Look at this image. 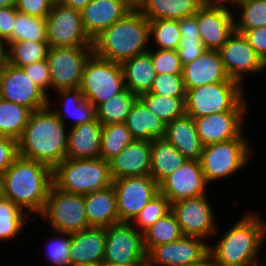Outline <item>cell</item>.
<instances>
[{"label": "cell", "mask_w": 266, "mask_h": 266, "mask_svg": "<svg viewBox=\"0 0 266 266\" xmlns=\"http://www.w3.org/2000/svg\"><path fill=\"white\" fill-rule=\"evenodd\" d=\"M214 1L217 3L223 4L225 6L228 3L229 6L231 5V6H234L233 8H235L236 5H238L244 1H247V0H214Z\"/></svg>", "instance_id": "obj_57"}, {"label": "cell", "mask_w": 266, "mask_h": 266, "mask_svg": "<svg viewBox=\"0 0 266 266\" xmlns=\"http://www.w3.org/2000/svg\"><path fill=\"white\" fill-rule=\"evenodd\" d=\"M245 97L238 82H222L199 86L186 91V114L200 118L231 111Z\"/></svg>", "instance_id": "obj_8"}, {"label": "cell", "mask_w": 266, "mask_h": 266, "mask_svg": "<svg viewBox=\"0 0 266 266\" xmlns=\"http://www.w3.org/2000/svg\"><path fill=\"white\" fill-rule=\"evenodd\" d=\"M243 135L203 147L199 161L208 185L220 178L232 176L247 165L251 149Z\"/></svg>", "instance_id": "obj_6"}, {"label": "cell", "mask_w": 266, "mask_h": 266, "mask_svg": "<svg viewBox=\"0 0 266 266\" xmlns=\"http://www.w3.org/2000/svg\"><path fill=\"white\" fill-rule=\"evenodd\" d=\"M50 105L31 113L18 140V155L54 169L66 158L68 131Z\"/></svg>", "instance_id": "obj_1"}, {"label": "cell", "mask_w": 266, "mask_h": 266, "mask_svg": "<svg viewBox=\"0 0 266 266\" xmlns=\"http://www.w3.org/2000/svg\"><path fill=\"white\" fill-rule=\"evenodd\" d=\"M209 252V245L197 236L183 235L174 242L154 247L147 259L156 266H185L199 261Z\"/></svg>", "instance_id": "obj_20"}, {"label": "cell", "mask_w": 266, "mask_h": 266, "mask_svg": "<svg viewBox=\"0 0 266 266\" xmlns=\"http://www.w3.org/2000/svg\"><path fill=\"white\" fill-rule=\"evenodd\" d=\"M0 98L26 106L32 111L48 106L50 99L23 68L9 63L0 72Z\"/></svg>", "instance_id": "obj_16"}, {"label": "cell", "mask_w": 266, "mask_h": 266, "mask_svg": "<svg viewBox=\"0 0 266 266\" xmlns=\"http://www.w3.org/2000/svg\"><path fill=\"white\" fill-rule=\"evenodd\" d=\"M138 98L166 125L186 114V97H169L145 92Z\"/></svg>", "instance_id": "obj_36"}, {"label": "cell", "mask_w": 266, "mask_h": 266, "mask_svg": "<svg viewBox=\"0 0 266 266\" xmlns=\"http://www.w3.org/2000/svg\"><path fill=\"white\" fill-rule=\"evenodd\" d=\"M28 77L48 96L51 78L47 60L38 61L22 67Z\"/></svg>", "instance_id": "obj_47"}, {"label": "cell", "mask_w": 266, "mask_h": 266, "mask_svg": "<svg viewBox=\"0 0 266 266\" xmlns=\"http://www.w3.org/2000/svg\"><path fill=\"white\" fill-rule=\"evenodd\" d=\"M136 266H156V265L152 264L148 259H145L144 261H142Z\"/></svg>", "instance_id": "obj_62"}, {"label": "cell", "mask_w": 266, "mask_h": 266, "mask_svg": "<svg viewBox=\"0 0 266 266\" xmlns=\"http://www.w3.org/2000/svg\"><path fill=\"white\" fill-rule=\"evenodd\" d=\"M181 39H201L197 16L191 15L179 20Z\"/></svg>", "instance_id": "obj_53"}, {"label": "cell", "mask_w": 266, "mask_h": 266, "mask_svg": "<svg viewBox=\"0 0 266 266\" xmlns=\"http://www.w3.org/2000/svg\"><path fill=\"white\" fill-rule=\"evenodd\" d=\"M7 48L8 63L22 68L26 65L45 60L50 45L47 41H16L10 43Z\"/></svg>", "instance_id": "obj_37"}, {"label": "cell", "mask_w": 266, "mask_h": 266, "mask_svg": "<svg viewBox=\"0 0 266 266\" xmlns=\"http://www.w3.org/2000/svg\"><path fill=\"white\" fill-rule=\"evenodd\" d=\"M83 196L87 221L90 227L107 228L113 224L120 223L113 185Z\"/></svg>", "instance_id": "obj_27"}, {"label": "cell", "mask_w": 266, "mask_h": 266, "mask_svg": "<svg viewBox=\"0 0 266 266\" xmlns=\"http://www.w3.org/2000/svg\"><path fill=\"white\" fill-rule=\"evenodd\" d=\"M79 266H103V263H100V264H85V265H79Z\"/></svg>", "instance_id": "obj_64"}, {"label": "cell", "mask_w": 266, "mask_h": 266, "mask_svg": "<svg viewBox=\"0 0 266 266\" xmlns=\"http://www.w3.org/2000/svg\"><path fill=\"white\" fill-rule=\"evenodd\" d=\"M138 99L135 93L125 88L119 94L96 108V119L102 124L124 123L134 102Z\"/></svg>", "instance_id": "obj_35"}, {"label": "cell", "mask_w": 266, "mask_h": 266, "mask_svg": "<svg viewBox=\"0 0 266 266\" xmlns=\"http://www.w3.org/2000/svg\"><path fill=\"white\" fill-rule=\"evenodd\" d=\"M165 139L187 160H200L204 146L198 137L192 116L185 114L168 123Z\"/></svg>", "instance_id": "obj_26"}, {"label": "cell", "mask_w": 266, "mask_h": 266, "mask_svg": "<svg viewBox=\"0 0 266 266\" xmlns=\"http://www.w3.org/2000/svg\"><path fill=\"white\" fill-rule=\"evenodd\" d=\"M149 21L135 7L93 40V53L105 60L123 63L147 52Z\"/></svg>", "instance_id": "obj_3"}, {"label": "cell", "mask_w": 266, "mask_h": 266, "mask_svg": "<svg viewBox=\"0 0 266 266\" xmlns=\"http://www.w3.org/2000/svg\"><path fill=\"white\" fill-rule=\"evenodd\" d=\"M223 66L231 80L241 86L244 75L266 70V64L256 54L242 33L234 32L219 49Z\"/></svg>", "instance_id": "obj_18"}, {"label": "cell", "mask_w": 266, "mask_h": 266, "mask_svg": "<svg viewBox=\"0 0 266 266\" xmlns=\"http://www.w3.org/2000/svg\"><path fill=\"white\" fill-rule=\"evenodd\" d=\"M170 211V201L161 192H158L150 202L140 210L132 221V225L135 226V228L137 227L138 231L144 233L158 219L165 216Z\"/></svg>", "instance_id": "obj_43"}, {"label": "cell", "mask_w": 266, "mask_h": 266, "mask_svg": "<svg viewBox=\"0 0 266 266\" xmlns=\"http://www.w3.org/2000/svg\"><path fill=\"white\" fill-rule=\"evenodd\" d=\"M33 111L0 98V135L19 140Z\"/></svg>", "instance_id": "obj_33"}, {"label": "cell", "mask_w": 266, "mask_h": 266, "mask_svg": "<svg viewBox=\"0 0 266 266\" xmlns=\"http://www.w3.org/2000/svg\"><path fill=\"white\" fill-rule=\"evenodd\" d=\"M5 45L8 46L7 41L0 38V72L8 64V49L5 48Z\"/></svg>", "instance_id": "obj_54"}, {"label": "cell", "mask_w": 266, "mask_h": 266, "mask_svg": "<svg viewBox=\"0 0 266 266\" xmlns=\"http://www.w3.org/2000/svg\"><path fill=\"white\" fill-rule=\"evenodd\" d=\"M93 54V46L50 47L48 63L51 88L59 91L81 86L85 63Z\"/></svg>", "instance_id": "obj_10"}, {"label": "cell", "mask_w": 266, "mask_h": 266, "mask_svg": "<svg viewBox=\"0 0 266 266\" xmlns=\"http://www.w3.org/2000/svg\"><path fill=\"white\" fill-rule=\"evenodd\" d=\"M55 0H16V9L29 16L46 18Z\"/></svg>", "instance_id": "obj_48"}, {"label": "cell", "mask_w": 266, "mask_h": 266, "mask_svg": "<svg viewBox=\"0 0 266 266\" xmlns=\"http://www.w3.org/2000/svg\"><path fill=\"white\" fill-rule=\"evenodd\" d=\"M182 236L180 224L170 211L143 233L145 251L148 254L154 247L174 242Z\"/></svg>", "instance_id": "obj_34"}, {"label": "cell", "mask_w": 266, "mask_h": 266, "mask_svg": "<svg viewBox=\"0 0 266 266\" xmlns=\"http://www.w3.org/2000/svg\"><path fill=\"white\" fill-rule=\"evenodd\" d=\"M12 35L6 40L9 45L16 41H47L46 20L17 13Z\"/></svg>", "instance_id": "obj_40"}, {"label": "cell", "mask_w": 266, "mask_h": 266, "mask_svg": "<svg viewBox=\"0 0 266 266\" xmlns=\"http://www.w3.org/2000/svg\"><path fill=\"white\" fill-rule=\"evenodd\" d=\"M16 0H0V8L15 6Z\"/></svg>", "instance_id": "obj_58"}, {"label": "cell", "mask_w": 266, "mask_h": 266, "mask_svg": "<svg viewBox=\"0 0 266 266\" xmlns=\"http://www.w3.org/2000/svg\"><path fill=\"white\" fill-rule=\"evenodd\" d=\"M187 159L165 138L151 141L150 176L159 185Z\"/></svg>", "instance_id": "obj_31"}, {"label": "cell", "mask_w": 266, "mask_h": 266, "mask_svg": "<svg viewBox=\"0 0 266 266\" xmlns=\"http://www.w3.org/2000/svg\"><path fill=\"white\" fill-rule=\"evenodd\" d=\"M147 259L143 233L132 223L120 222L106 228L103 262L138 265Z\"/></svg>", "instance_id": "obj_12"}, {"label": "cell", "mask_w": 266, "mask_h": 266, "mask_svg": "<svg viewBox=\"0 0 266 266\" xmlns=\"http://www.w3.org/2000/svg\"><path fill=\"white\" fill-rule=\"evenodd\" d=\"M185 266H219L212 254L208 252L204 257H202L199 261L194 263L187 264Z\"/></svg>", "instance_id": "obj_55"}, {"label": "cell", "mask_w": 266, "mask_h": 266, "mask_svg": "<svg viewBox=\"0 0 266 266\" xmlns=\"http://www.w3.org/2000/svg\"><path fill=\"white\" fill-rule=\"evenodd\" d=\"M205 0H139L135 7L148 21L180 20L194 15Z\"/></svg>", "instance_id": "obj_28"}, {"label": "cell", "mask_w": 266, "mask_h": 266, "mask_svg": "<svg viewBox=\"0 0 266 266\" xmlns=\"http://www.w3.org/2000/svg\"><path fill=\"white\" fill-rule=\"evenodd\" d=\"M261 218V227H262V241H266V222Z\"/></svg>", "instance_id": "obj_60"}, {"label": "cell", "mask_w": 266, "mask_h": 266, "mask_svg": "<svg viewBox=\"0 0 266 266\" xmlns=\"http://www.w3.org/2000/svg\"><path fill=\"white\" fill-rule=\"evenodd\" d=\"M109 168L112 180L150 176L151 141L135 139L109 160Z\"/></svg>", "instance_id": "obj_22"}, {"label": "cell", "mask_w": 266, "mask_h": 266, "mask_svg": "<svg viewBox=\"0 0 266 266\" xmlns=\"http://www.w3.org/2000/svg\"><path fill=\"white\" fill-rule=\"evenodd\" d=\"M4 198V181L3 175L0 174V199Z\"/></svg>", "instance_id": "obj_59"}, {"label": "cell", "mask_w": 266, "mask_h": 266, "mask_svg": "<svg viewBox=\"0 0 266 266\" xmlns=\"http://www.w3.org/2000/svg\"><path fill=\"white\" fill-rule=\"evenodd\" d=\"M207 181L199 160H187L159 184L170 203L206 195Z\"/></svg>", "instance_id": "obj_19"}, {"label": "cell", "mask_w": 266, "mask_h": 266, "mask_svg": "<svg viewBox=\"0 0 266 266\" xmlns=\"http://www.w3.org/2000/svg\"><path fill=\"white\" fill-rule=\"evenodd\" d=\"M182 77L186 91L208 84L236 82L229 78L219 50L210 49H206L200 57L183 65Z\"/></svg>", "instance_id": "obj_23"}, {"label": "cell", "mask_w": 266, "mask_h": 266, "mask_svg": "<svg viewBox=\"0 0 266 266\" xmlns=\"http://www.w3.org/2000/svg\"><path fill=\"white\" fill-rule=\"evenodd\" d=\"M126 1H128L133 7H136L139 2V0H126Z\"/></svg>", "instance_id": "obj_63"}, {"label": "cell", "mask_w": 266, "mask_h": 266, "mask_svg": "<svg viewBox=\"0 0 266 266\" xmlns=\"http://www.w3.org/2000/svg\"><path fill=\"white\" fill-rule=\"evenodd\" d=\"M54 236L46 246L47 257L53 266H69V251L71 243V234L63 232H54Z\"/></svg>", "instance_id": "obj_46"}, {"label": "cell", "mask_w": 266, "mask_h": 266, "mask_svg": "<svg viewBox=\"0 0 266 266\" xmlns=\"http://www.w3.org/2000/svg\"><path fill=\"white\" fill-rule=\"evenodd\" d=\"M103 266H136V265H124V264H116L111 262H103Z\"/></svg>", "instance_id": "obj_61"}, {"label": "cell", "mask_w": 266, "mask_h": 266, "mask_svg": "<svg viewBox=\"0 0 266 266\" xmlns=\"http://www.w3.org/2000/svg\"><path fill=\"white\" fill-rule=\"evenodd\" d=\"M45 20L50 47L93 46L83 28L80 11L55 0Z\"/></svg>", "instance_id": "obj_11"}, {"label": "cell", "mask_w": 266, "mask_h": 266, "mask_svg": "<svg viewBox=\"0 0 266 266\" xmlns=\"http://www.w3.org/2000/svg\"><path fill=\"white\" fill-rule=\"evenodd\" d=\"M125 123L134 139L152 141L165 138L166 124L139 98L134 102Z\"/></svg>", "instance_id": "obj_29"}, {"label": "cell", "mask_w": 266, "mask_h": 266, "mask_svg": "<svg viewBox=\"0 0 266 266\" xmlns=\"http://www.w3.org/2000/svg\"><path fill=\"white\" fill-rule=\"evenodd\" d=\"M105 241V227H89L71 233L69 266L103 263Z\"/></svg>", "instance_id": "obj_24"}, {"label": "cell", "mask_w": 266, "mask_h": 266, "mask_svg": "<svg viewBox=\"0 0 266 266\" xmlns=\"http://www.w3.org/2000/svg\"><path fill=\"white\" fill-rule=\"evenodd\" d=\"M149 36L150 39L153 36L156 49L177 51L181 40L179 20L149 21Z\"/></svg>", "instance_id": "obj_41"}, {"label": "cell", "mask_w": 266, "mask_h": 266, "mask_svg": "<svg viewBox=\"0 0 266 266\" xmlns=\"http://www.w3.org/2000/svg\"><path fill=\"white\" fill-rule=\"evenodd\" d=\"M80 89L83 97L97 108L125 89L121 64L93 53L85 63Z\"/></svg>", "instance_id": "obj_7"}, {"label": "cell", "mask_w": 266, "mask_h": 266, "mask_svg": "<svg viewBox=\"0 0 266 266\" xmlns=\"http://www.w3.org/2000/svg\"><path fill=\"white\" fill-rule=\"evenodd\" d=\"M64 5L78 11H82L91 0H59Z\"/></svg>", "instance_id": "obj_56"}, {"label": "cell", "mask_w": 266, "mask_h": 266, "mask_svg": "<svg viewBox=\"0 0 266 266\" xmlns=\"http://www.w3.org/2000/svg\"><path fill=\"white\" fill-rule=\"evenodd\" d=\"M17 13L15 6L0 8V38L7 40L12 35Z\"/></svg>", "instance_id": "obj_52"}, {"label": "cell", "mask_w": 266, "mask_h": 266, "mask_svg": "<svg viewBox=\"0 0 266 266\" xmlns=\"http://www.w3.org/2000/svg\"><path fill=\"white\" fill-rule=\"evenodd\" d=\"M209 252L219 266H253L262 247L261 216L248 212L232 225Z\"/></svg>", "instance_id": "obj_4"}, {"label": "cell", "mask_w": 266, "mask_h": 266, "mask_svg": "<svg viewBox=\"0 0 266 266\" xmlns=\"http://www.w3.org/2000/svg\"><path fill=\"white\" fill-rule=\"evenodd\" d=\"M103 125L93 121L71 126L68 130L66 158L93 159L100 157Z\"/></svg>", "instance_id": "obj_25"}, {"label": "cell", "mask_w": 266, "mask_h": 266, "mask_svg": "<svg viewBox=\"0 0 266 266\" xmlns=\"http://www.w3.org/2000/svg\"><path fill=\"white\" fill-rule=\"evenodd\" d=\"M235 13L228 5L214 0H205L197 9L198 28L201 41L206 49L219 50L234 32Z\"/></svg>", "instance_id": "obj_14"}, {"label": "cell", "mask_w": 266, "mask_h": 266, "mask_svg": "<svg viewBox=\"0 0 266 266\" xmlns=\"http://www.w3.org/2000/svg\"><path fill=\"white\" fill-rule=\"evenodd\" d=\"M171 211L176 216L183 235L207 240L217 233L215 213L206 195L174 202L171 204Z\"/></svg>", "instance_id": "obj_17"}, {"label": "cell", "mask_w": 266, "mask_h": 266, "mask_svg": "<svg viewBox=\"0 0 266 266\" xmlns=\"http://www.w3.org/2000/svg\"><path fill=\"white\" fill-rule=\"evenodd\" d=\"M152 59L153 66L157 74H182V64L178 52L176 50H160L152 51L151 47L147 51Z\"/></svg>", "instance_id": "obj_45"}, {"label": "cell", "mask_w": 266, "mask_h": 266, "mask_svg": "<svg viewBox=\"0 0 266 266\" xmlns=\"http://www.w3.org/2000/svg\"><path fill=\"white\" fill-rule=\"evenodd\" d=\"M151 93L169 97H186L182 74H157Z\"/></svg>", "instance_id": "obj_44"}, {"label": "cell", "mask_w": 266, "mask_h": 266, "mask_svg": "<svg viewBox=\"0 0 266 266\" xmlns=\"http://www.w3.org/2000/svg\"><path fill=\"white\" fill-rule=\"evenodd\" d=\"M120 222L134 220L159 192V185L151 176L126 177L113 180Z\"/></svg>", "instance_id": "obj_13"}, {"label": "cell", "mask_w": 266, "mask_h": 266, "mask_svg": "<svg viewBox=\"0 0 266 266\" xmlns=\"http://www.w3.org/2000/svg\"><path fill=\"white\" fill-rule=\"evenodd\" d=\"M56 92L62 98L61 100H63V108L52 109V111L62 120L64 124V115L65 117L69 116L74 120V124L72 126L87 123L96 118V108L83 97L80 87L74 89H63Z\"/></svg>", "instance_id": "obj_32"}, {"label": "cell", "mask_w": 266, "mask_h": 266, "mask_svg": "<svg viewBox=\"0 0 266 266\" xmlns=\"http://www.w3.org/2000/svg\"><path fill=\"white\" fill-rule=\"evenodd\" d=\"M17 156L18 141L10 137L0 135V174H4Z\"/></svg>", "instance_id": "obj_50"}, {"label": "cell", "mask_w": 266, "mask_h": 266, "mask_svg": "<svg viewBox=\"0 0 266 266\" xmlns=\"http://www.w3.org/2000/svg\"><path fill=\"white\" fill-rule=\"evenodd\" d=\"M4 197L22 210L40 215L53 185V169L18 155L3 174Z\"/></svg>", "instance_id": "obj_2"}, {"label": "cell", "mask_w": 266, "mask_h": 266, "mask_svg": "<svg viewBox=\"0 0 266 266\" xmlns=\"http://www.w3.org/2000/svg\"><path fill=\"white\" fill-rule=\"evenodd\" d=\"M235 7L241 9L239 19L234 20L236 32L242 33L245 30L266 26V0H247Z\"/></svg>", "instance_id": "obj_42"}, {"label": "cell", "mask_w": 266, "mask_h": 266, "mask_svg": "<svg viewBox=\"0 0 266 266\" xmlns=\"http://www.w3.org/2000/svg\"><path fill=\"white\" fill-rule=\"evenodd\" d=\"M112 183L109 161L100 157L65 158L53 169V185L70 193L85 195L108 188Z\"/></svg>", "instance_id": "obj_5"}, {"label": "cell", "mask_w": 266, "mask_h": 266, "mask_svg": "<svg viewBox=\"0 0 266 266\" xmlns=\"http://www.w3.org/2000/svg\"><path fill=\"white\" fill-rule=\"evenodd\" d=\"M121 67L125 88L137 96L150 91L157 73L148 52L124 61Z\"/></svg>", "instance_id": "obj_30"}, {"label": "cell", "mask_w": 266, "mask_h": 266, "mask_svg": "<svg viewBox=\"0 0 266 266\" xmlns=\"http://www.w3.org/2000/svg\"><path fill=\"white\" fill-rule=\"evenodd\" d=\"M242 34L256 54L266 64V26L245 30Z\"/></svg>", "instance_id": "obj_51"}, {"label": "cell", "mask_w": 266, "mask_h": 266, "mask_svg": "<svg viewBox=\"0 0 266 266\" xmlns=\"http://www.w3.org/2000/svg\"><path fill=\"white\" fill-rule=\"evenodd\" d=\"M263 263H265V264H263ZM263 263H261V264H260V263H257V264H255V265H253V266H260V265H261V266H266V262H263ZM262 264H263V265H262Z\"/></svg>", "instance_id": "obj_65"}, {"label": "cell", "mask_w": 266, "mask_h": 266, "mask_svg": "<svg viewBox=\"0 0 266 266\" xmlns=\"http://www.w3.org/2000/svg\"><path fill=\"white\" fill-rule=\"evenodd\" d=\"M133 8L126 0H91L81 11L83 28L93 41Z\"/></svg>", "instance_id": "obj_21"}, {"label": "cell", "mask_w": 266, "mask_h": 266, "mask_svg": "<svg viewBox=\"0 0 266 266\" xmlns=\"http://www.w3.org/2000/svg\"><path fill=\"white\" fill-rule=\"evenodd\" d=\"M42 215L54 232L74 233L89 228L84 196L51 186Z\"/></svg>", "instance_id": "obj_9"}, {"label": "cell", "mask_w": 266, "mask_h": 266, "mask_svg": "<svg viewBox=\"0 0 266 266\" xmlns=\"http://www.w3.org/2000/svg\"><path fill=\"white\" fill-rule=\"evenodd\" d=\"M28 214L10 199H0V240L17 237L27 222Z\"/></svg>", "instance_id": "obj_39"}, {"label": "cell", "mask_w": 266, "mask_h": 266, "mask_svg": "<svg viewBox=\"0 0 266 266\" xmlns=\"http://www.w3.org/2000/svg\"><path fill=\"white\" fill-rule=\"evenodd\" d=\"M247 105L244 97L231 111L194 118L203 146L238 138L243 132Z\"/></svg>", "instance_id": "obj_15"}, {"label": "cell", "mask_w": 266, "mask_h": 266, "mask_svg": "<svg viewBox=\"0 0 266 266\" xmlns=\"http://www.w3.org/2000/svg\"><path fill=\"white\" fill-rule=\"evenodd\" d=\"M134 140L125 122L103 125L100 158L111 160Z\"/></svg>", "instance_id": "obj_38"}, {"label": "cell", "mask_w": 266, "mask_h": 266, "mask_svg": "<svg viewBox=\"0 0 266 266\" xmlns=\"http://www.w3.org/2000/svg\"><path fill=\"white\" fill-rule=\"evenodd\" d=\"M205 50L201 39H181L177 52L183 66L200 57Z\"/></svg>", "instance_id": "obj_49"}]
</instances>
